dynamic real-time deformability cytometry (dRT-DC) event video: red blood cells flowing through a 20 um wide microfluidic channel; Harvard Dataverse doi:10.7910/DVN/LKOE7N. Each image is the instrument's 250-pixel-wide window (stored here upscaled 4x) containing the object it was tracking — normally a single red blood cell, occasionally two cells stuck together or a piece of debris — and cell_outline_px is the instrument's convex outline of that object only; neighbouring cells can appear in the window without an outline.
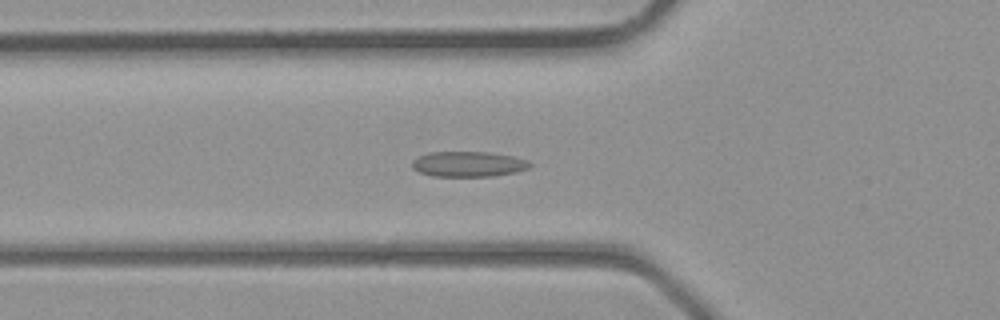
{"species": "common noctule bat (a hibernating species)", "species_latin": "Nyctalus noctula", "temperature_condition": "room temperature", "stored_images_in_passage": 40, "camera_frame_rate_fps": 3000, "um_per_image_px": 0.085, "animal": {"sex": "male", "body_mass_g": 23.1, "forearm_length_mm": 52.7}, "frame": {"image": 1, "passage_image": 14, "time_ms": 4.333, "image_size_px": [1000, 320], "cell_outline_px": [[532, 164], [528, 168], [516, 172], [492, 176], [432, 176], [420, 172], [412, 168], [412, 160], [428, 152], [488, 152], [516, 156], [528, 160]], "centroid_in_image_um": [39.83, 13.94], "position_along_channel_um": 86.0, "area_um2": 17.46}}
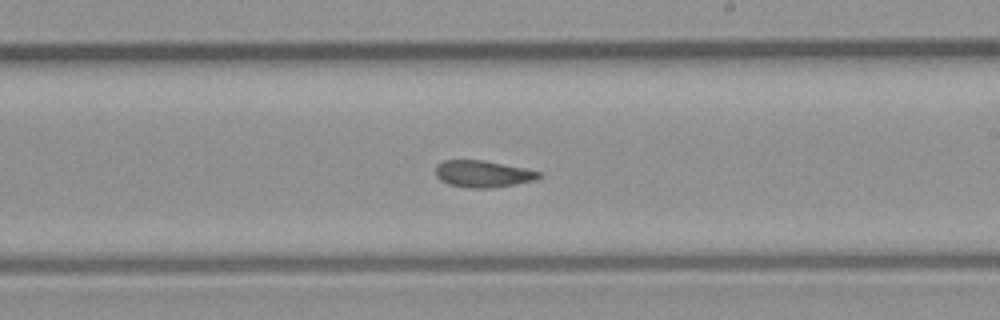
{"frame": {"image": 2, "passage_image": 23, "time_ms": 7.333, "image_size_px": [1000, 320], "cell_outline_px": [[540, 176], [532, 180], [492, 188], [468, 188], [448, 184], [440, 180], [436, 176], [436, 164], [444, 160], [484, 160], [524, 168], [540, 172]], "centroid_in_image_um": [40.97, 14.77], "position_along_channel_um": 248.0, "area_um2": 15.95}}
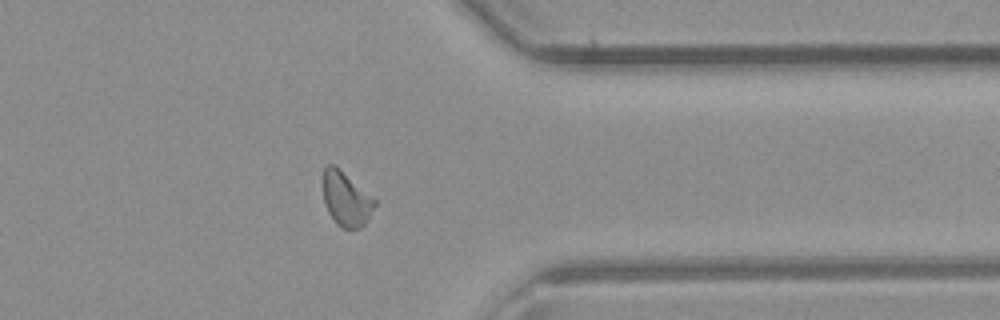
{"frame": {"image": 3, "passage_image": 31, "time_ms": 10.0, "image_size_px": [1000, 320], "cell_outline_px": [[376, 204], [364, 224], [360, 228], [344, 228], [336, 224], [328, 212], [324, 204], [324, 168], [328, 164], [332, 164], [376, 200]], "centroid_in_image_um": [29.4, 16.95], "position_along_channel_um": 382.0, "area_um2": 15.72}}